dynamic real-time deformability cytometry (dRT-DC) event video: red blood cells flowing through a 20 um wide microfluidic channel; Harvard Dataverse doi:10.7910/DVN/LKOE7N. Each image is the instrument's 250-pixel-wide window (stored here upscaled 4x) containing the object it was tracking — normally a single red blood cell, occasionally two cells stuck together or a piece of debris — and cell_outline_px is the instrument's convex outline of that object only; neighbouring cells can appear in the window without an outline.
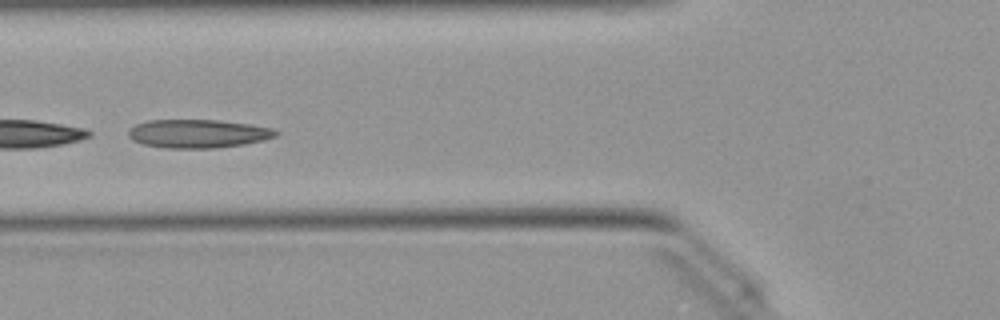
{"species": "Egyptian fruit bat (a non-hibernating species)", "species_latin": "Rousettus aegyptiacus", "temperature_condition": "warm", "stored_images_in_passage": 9, "camera_frame_rate_fps": 3000, "um_per_image_px": 0.085, "animal": {"sex": "female"}, "frame": {"image": 1, "passage_image": 4, "time_ms": 1.0, "image_size_px": [1000, 320], "cell_outline_px": [[280, 132], [276, 136], [264, 140], [244, 144], [216, 148], [164, 148], [144, 144], [132, 140], [128, 136], [128, 128], [136, 124], [148, 120], [216, 120], [252, 124], [272, 128]], "centroid_in_image_um": [16.83, 11.36], "position_along_channel_um": 109.0, "area_um2": 24.62}}
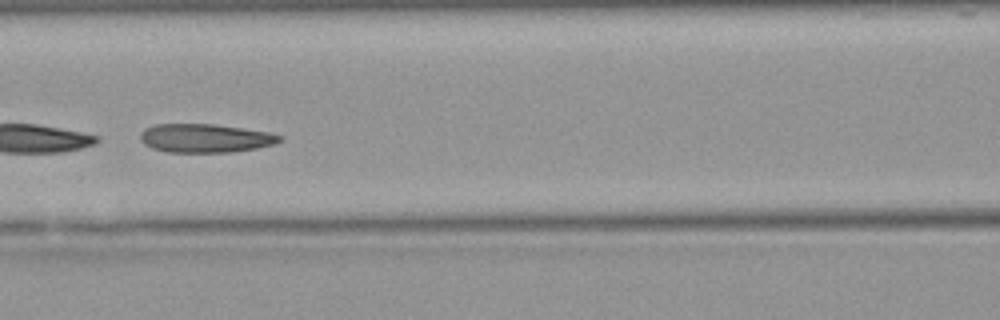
{"frame": {"image": 2, "passage_image": 7, "time_ms": 2.0, "image_size_px": [1000, 320], "cell_outline_px": [[284, 140], [276, 144], [256, 148], [232, 152], [168, 152], [152, 148], [144, 144], [140, 140], [140, 132], [144, 128], [156, 124], [212, 124], [244, 128], [268, 132], [284, 136]], "centroid_in_image_um": [17.47, 11.74], "position_along_channel_um": 149.1, "area_um2": 23.47}}